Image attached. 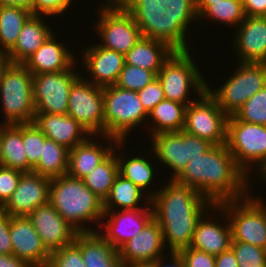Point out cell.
<instances>
[{"mask_svg": "<svg viewBox=\"0 0 266 267\" xmlns=\"http://www.w3.org/2000/svg\"><path fill=\"white\" fill-rule=\"evenodd\" d=\"M233 39L240 62L266 63V17H248L236 27Z\"/></svg>", "mask_w": 266, "mask_h": 267, "instance_id": "obj_21", "label": "cell"}, {"mask_svg": "<svg viewBox=\"0 0 266 267\" xmlns=\"http://www.w3.org/2000/svg\"><path fill=\"white\" fill-rule=\"evenodd\" d=\"M186 105L163 99L148 114L150 119L149 130L151 135L162 132H179L182 131L185 124Z\"/></svg>", "mask_w": 266, "mask_h": 267, "instance_id": "obj_32", "label": "cell"}, {"mask_svg": "<svg viewBox=\"0 0 266 267\" xmlns=\"http://www.w3.org/2000/svg\"><path fill=\"white\" fill-rule=\"evenodd\" d=\"M106 218L108 221L103 222ZM152 218V208L134 210H120L118 208L114 211H104L102 224L98 226H101L100 228L103 229L104 233H98L118 250L123 244L135 237Z\"/></svg>", "mask_w": 266, "mask_h": 267, "instance_id": "obj_16", "label": "cell"}, {"mask_svg": "<svg viewBox=\"0 0 266 267\" xmlns=\"http://www.w3.org/2000/svg\"><path fill=\"white\" fill-rule=\"evenodd\" d=\"M3 124H29L35 117L33 74L23 64H11L0 81Z\"/></svg>", "mask_w": 266, "mask_h": 267, "instance_id": "obj_6", "label": "cell"}, {"mask_svg": "<svg viewBox=\"0 0 266 267\" xmlns=\"http://www.w3.org/2000/svg\"><path fill=\"white\" fill-rule=\"evenodd\" d=\"M250 179L236 164L227 145L222 144L213 145L190 160L175 180L194 188L213 204H219L251 193Z\"/></svg>", "mask_w": 266, "mask_h": 267, "instance_id": "obj_2", "label": "cell"}, {"mask_svg": "<svg viewBox=\"0 0 266 267\" xmlns=\"http://www.w3.org/2000/svg\"><path fill=\"white\" fill-rule=\"evenodd\" d=\"M96 136H88L81 144L69 150L68 172L71 177L83 179L94 170L112 152L118 140L111 136L102 135V139L107 142L108 147L94 141ZM105 138V139H104ZM98 143V144H97Z\"/></svg>", "mask_w": 266, "mask_h": 267, "instance_id": "obj_24", "label": "cell"}, {"mask_svg": "<svg viewBox=\"0 0 266 267\" xmlns=\"http://www.w3.org/2000/svg\"><path fill=\"white\" fill-rule=\"evenodd\" d=\"M103 101L105 136L125 141L131 130L147 122L148 113L137 91L125 90L116 85L107 86L103 88Z\"/></svg>", "mask_w": 266, "mask_h": 267, "instance_id": "obj_5", "label": "cell"}, {"mask_svg": "<svg viewBox=\"0 0 266 267\" xmlns=\"http://www.w3.org/2000/svg\"><path fill=\"white\" fill-rule=\"evenodd\" d=\"M157 78L153 71L124 64L115 85L119 88L131 91H139Z\"/></svg>", "mask_w": 266, "mask_h": 267, "instance_id": "obj_38", "label": "cell"}, {"mask_svg": "<svg viewBox=\"0 0 266 267\" xmlns=\"http://www.w3.org/2000/svg\"><path fill=\"white\" fill-rule=\"evenodd\" d=\"M33 123L45 135L67 149L84 142L90 134L68 114L35 113Z\"/></svg>", "mask_w": 266, "mask_h": 267, "instance_id": "obj_23", "label": "cell"}, {"mask_svg": "<svg viewBox=\"0 0 266 267\" xmlns=\"http://www.w3.org/2000/svg\"><path fill=\"white\" fill-rule=\"evenodd\" d=\"M121 267H153L152 263L122 261Z\"/></svg>", "mask_w": 266, "mask_h": 267, "instance_id": "obj_57", "label": "cell"}, {"mask_svg": "<svg viewBox=\"0 0 266 267\" xmlns=\"http://www.w3.org/2000/svg\"><path fill=\"white\" fill-rule=\"evenodd\" d=\"M239 120L266 126V86L234 114Z\"/></svg>", "mask_w": 266, "mask_h": 267, "instance_id": "obj_39", "label": "cell"}, {"mask_svg": "<svg viewBox=\"0 0 266 267\" xmlns=\"http://www.w3.org/2000/svg\"><path fill=\"white\" fill-rule=\"evenodd\" d=\"M50 182V178L33 171L24 172L3 208L11 217L28 216L38 206L49 202Z\"/></svg>", "mask_w": 266, "mask_h": 267, "instance_id": "obj_18", "label": "cell"}, {"mask_svg": "<svg viewBox=\"0 0 266 267\" xmlns=\"http://www.w3.org/2000/svg\"><path fill=\"white\" fill-rule=\"evenodd\" d=\"M164 247L162 230L152 218L135 237L118 249V253L122 261L152 263L166 255Z\"/></svg>", "mask_w": 266, "mask_h": 267, "instance_id": "obj_22", "label": "cell"}, {"mask_svg": "<svg viewBox=\"0 0 266 267\" xmlns=\"http://www.w3.org/2000/svg\"><path fill=\"white\" fill-rule=\"evenodd\" d=\"M12 64L10 57L5 52L0 51V81L4 76L5 71Z\"/></svg>", "mask_w": 266, "mask_h": 267, "instance_id": "obj_55", "label": "cell"}, {"mask_svg": "<svg viewBox=\"0 0 266 267\" xmlns=\"http://www.w3.org/2000/svg\"><path fill=\"white\" fill-rule=\"evenodd\" d=\"M83 52L81 62L90 75L86 80L102 88L115 85L124 67L125 55L99 44L91 45Z\"/></svg>", "mask_w": 266, "mask_h": 267, "instance_id": "obj_20", "label": "cell"}, {"mask_svg": "<svg viewBox=\"0 0 266 267\" xmlns=\"http://www.w3.org/2000/svg\"><path fill=\"white\" fill-rule=\"evenodd\" d=\"M184 260L185 267H215V256L192 247L179 251Z\"/></svg>", "mask_w": 266, "mask_h": 267, "instance_id": "obj_47", "label": "cell"}, {"mask_svg": "<svg viewBox=\"0 0 266 267\" xmlns=\"http://www.w3.org/2000/svg\"><path fill=\"white\" fill-rule=\"evenodd\" d=\"M220 0H196V12L199 16L209 5Z\"/></svg>", "mask_w": 266, "mask_h": 267, "instance_id": "obj_56", "label": "cell"}, {"mask_svg": "<svg viewBox=\"0 0 266 267\" xmlns=\"http://www.w3.org/2000/svg\"><path fill=\"white\" fill-rule=\"evenodd\" d=\"M251 195L249 193L240 199L214 204L207 212L213 210L216 216L219 217L222 214L223 218L226 217L224 222H226V219L229 220L232 241L249 243L266 249L265 201L261 198L256 199ZM216 212L220 214L217 215Z\"/></svg>", "mask_w": 266, "mask_h": 267, "instance_id": "obj_4", "label": "cell"}, {"mask_svg": "<svg viewBox=\"0 0 266 267\" xmlns=\"http://www.w3.org/2000/svg\"><path fill=\"white\" fill-rule=\"evenodd\" d=\"M169 180L152 191L150 203L165 246L169 252H179L190 247L197 222L214 204L194 188Z\"/></svg>", "mask_w": 266, "mask_h": 267, "instance_id": "obj_1", "label": "cell"}, {"mask_svg": "<svg viewBox=\"0 0 266 267\" xmlns=\"http://www.w3.org/2000/svg\"><path fill=\"white\" fill-rule=\"evenodd\" d=\"M143 199L145 200V207H140V202L143 203ZM150 199L151 198L131 180H128L118 174L108 196L103 201V211H114L118 207L121 210L152 208Z\"/></svg>", "mask_w": 266, "mask_h": 267, "instance_id": "obj_31", "label": "cell"}, {"mask_svg": "<svg viewBox=\"0 0 266 267\" xmlns=\"http://www.w3.org/2000/svg\"><path fill=\"white\" fill-rule=\"evenodd\" d=\"M125 141H118L113 149L115 153L117 154V160L119 165V174L122 175L124 178L131 180L136 186H138L141 190L146 192V194L151 198V193L147 188L151 187V185L154 182V168L152 167L151 161L149 162V158L142 157L141 154L135 157H128V159H124L125 157L121 156L123 154L119 155V150L124 152L125 147ZM118 152H116V150ZM141 156V157H140ZM147 189V191H146ZM149 193V194H148Z\"/></svg>", "mask_w": 266, "mask_h": 267, "instance_id": "obj_33", "label": "cell"}, {"mask_svg": "<svg viewBox=\"0 0 266 267\" xmlns=\"http://www.w3.org/2000/svg\"><path fill=\"white\" fill-rule=\"evenodd\" d=\"M46 267H85L80 248L73 242L50 253Z\"/></svg>", "mask_w": 266, "mask_h": 267, "instance_id": "obj_43", "label": "cell"}, {"mask_svg": "<svg viewBox=\"0 0 266 267\" xmlns=\"http://www.w3.org/2000/svg\"><path fill=\"white\" fill-rule=\"evenodd\" d=\"M258 176H260V178L263 177L266 180V165L259 171Z\"/></svg>", "mask_w": 266, "mask_h": 267, "instance_id": "obj_58", "label": "cell"}, {"mask_svg": "<svg viewBox=\"0 0 266 267\" xmlns=\"http://www.w3.org/2000/svg\"><path fill=\"white\" fill-rule=\"evenodd\" d=\"M41 17L32 15L24 24L15 46L7 53L12 64H24L54 34Z\"/></svg>", "mask_w": 266, "mask_h": 267, "instance_id": "obj_27", "label": "cell"}, {"mask_svg": "<svg viewBox=\"0 0 266 267\" xmlns=\"http://www.w3.org/2000/svg\"><path fill=\"white\" fill-rule=\"evenodd\" d=\"M170 255V263L164 264L165 260L163 259L164 256L156 259L152 262L153 267H185V263L183 258L181 257L179 252H169Z\"/></svg>", "mask_w": 266, "mask_h": 267, "instance_id": "obj_52", "label": "cell"}, {"mask_svg": "<svg viewBox=\"0 0 266 267\" xmlns=\"http://www.w3.org/2000/svg\"><path fill=\"white\" fill-rule=\"evenodd\" d=\"M231 249L239 267H266V249L239 241H232Z\"/></svg>", "mask_w": 266, "mask_h": 267, "instance_id": "obj_41", "label": "cell"}, {"mask_svg": "<svg viewBox=\"0 0 266 267\" xmlns=\"http://www.w3.org/2000/svg\"><path fill=\"white\" fill-rule=\"evenodd\" d=\"M166 12L188 31L191 21H198L196 0H164ZM189 27V28H188Z\"/></svg>", "mask_w": 266, "mask_h": 267, "instance_id": "obj_42", "label": "cell"}, {"mask_svg": "<svg viewBox=\"0 0 266 267\" xmlns=\"http://www.w3.org/2000/svg\"><path fill=\"white\" fill-rule=\"evenodd\" d=\"M10 217L5 209L0 207V254L13 255L9 234Z\"/></svg>", "mask_w": 266, "mask_h": 267, "instance_id": "obj_48", "label": "cell"}, {"mask_svg": "<svg viewBox=\"0 0 266 267\" xmlns=\"http://www.w3.org/2000/svg\"><path fill=\"white\" fill-rule=\"evenodd\" d=\"M153 143L149 154H155L156 160L170 168L171 178L176 179L185 169L187 163L207 152L213 144L191 135L185 131L162 132L151 136Z\"/></svg>", "mask_w": 266, "mask_h": 267, "instance_id": "obj_11", "label": "cell"}, {"mask_svg": "<svg viewBox=\"0 0 266 267\" xmlns=\"http://www.w3.org/2000/svg\"><path fill=\"white\" fill-rule=\"evenodd\" d=\"M230 79L212 90L206 84L207 93L228 115H234L255 93L266 86V63L239 62Z\"/></svg>", "mask_w": 266, "mask_h": 267, "instance_id": "obj_9", "label": "cell"}, {"mask_svg": "<svg viewBox=\"0 0 266 267\" xmlns=\"http://www.w3.org/2000/svg\"><path fill=\"white\" fill-rule=\"evenodd\" d=\"M215 267H239L231 248L215 257Z\"/></svg>", "mask_w": 266, "mask_h": 267, "instance_id": "obj_51", "label": "cell"}, {"mask_svg": "<svg viewBox=\"0 0 266 267\" xmlns=\"http://www.w3.org/2000/svg\"><path fill=\"white\" fill-rule=\"evenodd\" d=\"M69 149L54 140L46 138L38 164L33 172L50 179L67 174Z\"/></svg>", "mask_w": 266, "mask_h": 267, "instance_id": "obj_35", "label": "cell"}, {"mask_svg": "<svg viewBox=\"0 0 266 267\" xmlns=\"http://www.w3.org/2000/svg\"><path fill=\"white\" fill-rule=\"evenodd\" d=\"M34 0H0V5L18 6L31 9Z\"/></svg>", "mask_w": 266, "mask_h": 267, "instance_id": "obj_54", "label": "cell"}, {"mask_svg": "<svg viewBox=\"0 0 266 267\" xmlns=\"http://www.w3.org/2000/svg\"><path fill=\"white\" fill-rule=\"evenodd\" d=\"M33 15L30 9L0 5V51L8 53L16 44L21 29Z\"/></svg>", "mask_w": 266, "mask_h": 267, "instance_id": "obj_34", "label": "cell"}, {"mask_svg": "<svg viewBox=\"0 0 266 267\" xmlns=\"http://www.w3.org/2000/svg\"><path fill=\"white\" fill-rule=\"evenodd\" d=\"M119 174V165L115 151L103 160L82 180L84 184L102 201L108 196L115 178Z\"/></svg>", "mask_w": 266, "mask_h": 267, "instance_id": "obj_36", "label": "cell"}, {"mask_svg": "<svg viewBox=\"0 0 266 267\" xmlns=\"http://www.w3.org/2000/svg\"><path fill=\"white\" fill-rule=\"evenodd\" d=\"M74 243L80 248L85 267H121L118 250L97 231L78 233Z\"/></svg>", "mask_w": 266, "mask_h": 267, "instance_id": "obj_28", "label": "cell"}, {"mask_svg": "<svg viewBox=\"0 0 266 267\" xmlns=\"http://www.w3.org/2000/svg\"><path fill=\"white\" fill-rule=\"evenodd\" d=\"M174 51L167 43L142 37L125 54V64L153 71L157 74Z\"/></svg>", "mask_w": 266, "mask_h": 267, "instance_id": "obj_29", "label": "cell"}, {"mask_svg": "<svg viewBox=\"0 0 266 267\" xmlns=\"http://www.w3.org/2000/svg\"><path fill=\"white\" fill-rule=\"evenodd\" d=\"M9 234L13 255L31 267H46L50 253L27 216L10 217Z\"/></svg>", "mask_w": 266, "mask_h": 267, "instance_id": "obj_19", "label": "cell"}, {"mask_svg": "<svg viewBox=\"0 0 266 267\" xmlns=\"http://www.w3.org/2000/svg\"><path fill=\"white\" fill-rule=\"evenodd\" d=\"M129 12L140 28L142 37L167 43L175 51L191 50L190 45H187L189 35L186 34L189 31L178 22V19H173L168 15L166 7L153 11Z\"/></svg>", "mask_w": 266, "mask_h": 267, "instance_id": "obj_15", "label": "cell"}, {"mask_svg": "<svg viewBox=\"0 0 266 267\" xmlns=\"http://www.w3.org/2000/svg\"><path fill=\"white\" fill-rule=\"evenodd\" d=\"M245 17L242 0H220L209 5L198 16V19L201 20V18H204L205 20V18H209L213 22H222L225 26L230 25L232 28H236Z\"/></svg>", "mask_w": 266, "mask_h": 267, "instance_id": "obj_37", "label": "cell"}, {"mask_svg": "<svg viewBox=\"0 0 266 267\" xmlns=\"http://www.w3.org/2000/svg\"><path fill=\"white\" fill-rule=\"evenodd\" d=\"M128 11H153L164 7V0H117Z\"/></svg>", "mask_w": 266, "mask_h": 267, "instance_id": "obj_49", "label": "cell"}, {"mask_svg": "<svg viewBox=\"0 0 266 267\" xmlns=\"http://www.w3.org/2000/svg\"><path fill=\"white\" fill-rule=\"evenodd\" d=\"M0 267H31L24 260L14 255L0 254Z\"/></svg>", "mask_w": 266, "mask_h": 267, "instance_id": "obj_53", "label": "cell"}, {"mask_svg": "<svg viewBox=\"0 0 266 267\" xmlns=\"http://www.w3.org/2000/svg\"><path fill=\"white\" fill-rule=\"evenodd\" d=\"M73 4V0H34L30 10L33 15H43V17L56 15L59 17Z\"/></svg>", "mask_w": 266, "mask_h": 267, "instance_id": "obj_45", "label": "cell"}, {"mask_svg": "<svg viewBox=\"0 0 266 267\" xmlns=\"http://www.w3.org/2000/svg\"><path fill=\"white\" fill-rule=\"evenodd\" d=\"M49 203L79 233L96 232L97 230H92L84 224L87 222L101 224L104 215L103 201L84 184L82 179L68 174L51 179Z\"/></svg>", "mask_w": 266, "mask_h": 267, "instance_id": "obj_3", "label": "cell"}, {"mask_svg": "<svg viewBox=\"0 0 266 267\" xmlns=\"http://www.w3.org/2000/svg\"><path fill=\"white\" fill-rule=\"evenodd\" d=\"M23 172L0 165V207H3L18 187Z\"/></svg>", "mask_w": 266, "mask_h": 267, "instance_id": "obj_44", "label": "cell"}, {"mask_svg": "<svg viewBox=\"0 0 266 267\" xmlns=\"http://www.w3.org/2000/svg\"><path fill=\"white\" fill-rule=\"evenodd\" d=\"M100 5L96 32L100 46L126 54L142 38L140 28L132 14L117 0H107Z\"/></svg>", "mask_w": 266, "mask_h": 267, "instance_id": "obj_10", "label": "cell"}, {"mask_svg": "<svg viewBox=\"0 0 266 267\" xmlns=\"http://www.w3.org/2000/svg\"><path fill=\"white\" fill-rule=\"evenodd\" d=\"M137 94L148 114L158 103L165 99L164 91L158 78L150 82L142 90L137 91Z\"/></svg>", "mask_w": 266, "mask_h": 267, "instance_id": "obj_46", "label": "cell"}, {"mask_svg": "<svg viewBox=\"0 0 266 267\" xmlns=\"http://www.w3.org/2000/svg\"><path fill=\"white\" fill-rule=\"evenodd\" d=\"M75 66L66 71L33 75L35 113L67 114L71 87L82 76L74 70Z\"/></svg>", "mask_w": 266, "mask_h": 267, "instance_id": "obj_14", "label": "cell"}, {"mask_svg": "<svg viewBox=\"0 0 266 267\" xmlns=\"http://www.w3.org/2000/svg\"><path fill=\"white\" fill-rule=\"evenodd\" d=\"M206 214L207 212L197 222L190 247L216 257L231 248V226L229 220L228 224L222 222V225L216 220L212 221V217L208 221L204 218Z\"/></svg>", "mask_w": 266, "mask_h": 267, "instance_id": "obj_26", "label": "cell"}, {"mask_svg": "<svg viewBox=\"0 0 266 267\" xmlns=\"http://www.w3.org/2000/svg\"><path fill=\"white\" fill-rule=\"evenodd\" d=\"M55 33L23 64L33 75L69 70L77 59Z\"/></svg>", "mask_w": 266, "mask_h": 267, "instance_id": "obj_25", "label": "cell"}, {"mask_svg": "<svg viewBox=\"0 0 266 267\" xmlns=\"http://www.w3.org/2000/svg\"><path fill=\"white\" fill-rule=\"evenodd\" d=\"M0 165L28 172V160L23 145V124L0 123Z\"/></svg>", "mask_w": 266, "mask_h": 267, "instance_id": "obj_30", "label": "cell"}, {"mask_svg": "<svg viewBox=\"0 0 266 267\" xmlns=\"http://www.w3.org/2000/svg\"><path fill=\"white\" fill-rule=\"evenodd\" d=\"M228 118L229 116L205 91L200 98L186 107L183 131L205 139L213 145L226 144Z\"/></svg>", "mask_w": 266, "mask_h": 267, "instance_id": "obj_12", "label": "cell"}, {"mask_svg": "<svg viewBox=\"0 0 266 267\" xmlns=\"http://www.w3.org/2000/svg\"><path fill=\"white\" fill-rule=\"evenodd\" d=\"M226 145L248 177L252 168L259 172L266 165V126L241 121L231 115L227 122Z\"/></svg>", "mask_w": 266, "mask_h": 267, "instance_id": "obj_8", "label": "cell"}, {"mask_svg": "<svg viewBox=\"0 0 266 267\" xmlns=\"http://www.w3.org/2000/svg\"><path fill=\"white\" fill-rule=\"evenodd\" d=\"M27 217L49 253L73 243L79 233L49 202L38 206Z\"/></svg>", "mask_w": 266, "mask_h": 267, "instance_id": "obj_17", "label": "cell"}, {"mask_svg": "<svg viewBox=\"0 0 266 267\" xmlns=\"http://www.w3.org/2000/svg\"><path fill=\"white\" fill-rule=\"evenodd\" d=\"M245 16L266 17V0H242Z\"/></svg>", "mask_w": 266, "mask_h": 267, "instance_id": "obj_50", "label": "cell"}, {"mask_svg": "<svg viewBox=\"0 0 266 267\" xmlns=\"http://www.w3.org/2000/svg\"><path fill=\"white\" fill-rule=\"evenodd\" d=\"M86 78L87 76H80L73 83L69 93L67 114L90 135L101 138L104 135L103 88L92 84Z\"/></svg>", "mask_w": 266, "mask_h": 267, "instance_id": "obj_13", "label": "cell"}, {"mask_svg": "<svg viewBox=\"0 0 266 267\" xmlns=\"http://www.w3.org/2000/svg\"><path fill=\"white\" fill-rule=\"evenodd\" d=\"M196 67L190 50L174 51L157 73V78L164 91L165 99L188 106L206 91V81ZM193 87V88H192ZM197 94L190 99V91Z\"/></svg>", "mask_w": 266, "mask_h": 267, "instance_id": "obj_7", "label": "cell"}, {"mask_svg": "<svg viewBox=\"0 0 266 267\" xmlns=\"http://www.w3.org/2000/svg\"><path fill=\"white\" fill-rule=\"evenodd\" d=\"M46 137L34 123L23 124V145L28 160V172L38 164Z\"/></svg>", "mask_w": 266, "mask_h": 267, "instance_id": "obj_40", "label": "cell"}]
</instances>
